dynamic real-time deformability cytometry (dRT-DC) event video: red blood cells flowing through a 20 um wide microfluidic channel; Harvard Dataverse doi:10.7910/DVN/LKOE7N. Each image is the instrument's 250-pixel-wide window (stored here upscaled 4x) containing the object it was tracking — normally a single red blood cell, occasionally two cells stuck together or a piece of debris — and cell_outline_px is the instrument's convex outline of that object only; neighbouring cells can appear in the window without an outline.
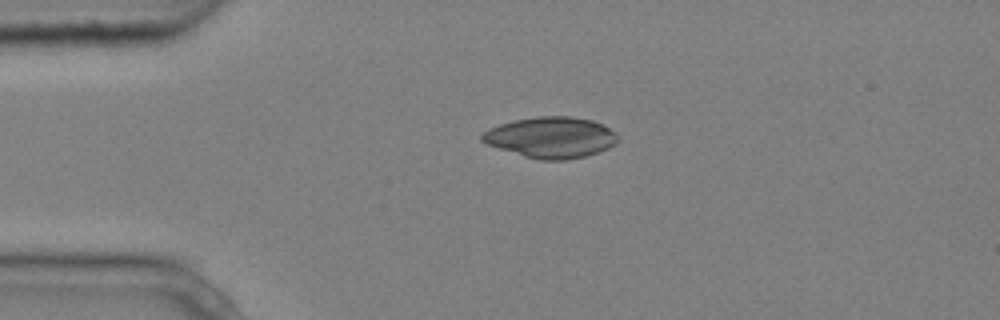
{"species": "common noctule bat (a hibernating species)", "species_latin": "Nyctalus noctula", "temperature_condition": "cold", "stored_images_in_passage": 2, "camera_frame_rate_fps": 3000, "um_per_image_px": 0.085, "animal": {"sex": "male", "body_mass_g": 20.4}, "frame": {"image": 1, "passage_image": 1, "time_ms": 0.0, "image_size_px": [1000, 320], "cell_outline_px": [[620, 136], [616, 144], [608, 148], [584, 156], [564, 160], [540, 160], [524, 156], [488, 144], [480, 140], [480, 136], [488, 128], [512, 120], [540, 116], [568, 116], [592, 120], [616, 132]], "centroid_in_image_um": [46.84, 11.67], "position_along_channel_um": 38.2, "area_um2": 32.25}}